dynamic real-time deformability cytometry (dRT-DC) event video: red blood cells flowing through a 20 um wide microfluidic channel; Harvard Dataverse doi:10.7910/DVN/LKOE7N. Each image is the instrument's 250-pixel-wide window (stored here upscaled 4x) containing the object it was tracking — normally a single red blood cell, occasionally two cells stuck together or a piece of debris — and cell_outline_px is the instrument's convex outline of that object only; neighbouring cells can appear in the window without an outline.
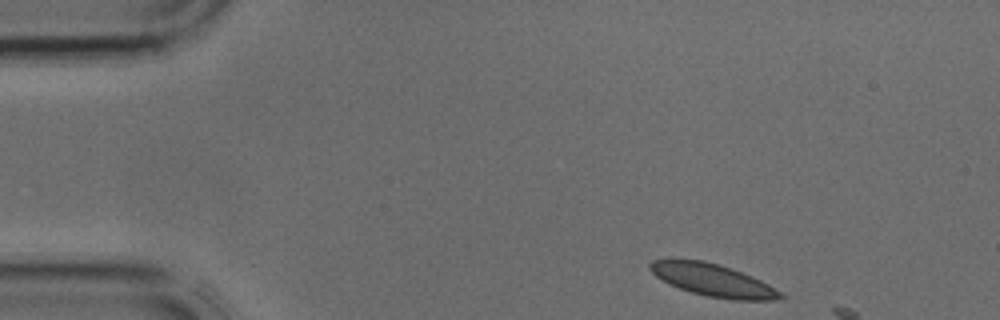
{"species": "common noctule bat (a hibernating species)", "species_latin": "Nyctalus noctula", "temperature_condition": "cold", "stored_images_in_passage": 3, "camera_frame_rate_fps": 3000, "um_per_image_px": 0.085, "animal": {"sex": "male", "body_mass_g": 17.9, "forearm_length_mm": 54.2}, "frame": {"image": 1, "passage_image": 1, "time_ms": 0.0, "image_size_px": [1000, 320], "cell_outline_px": [[788, 296], [772, 300], [736, 300], [708, 296], [692, 292], [668, 284], [656, 276], [648, 268], [648, 264], [652, 260], [672, 256], [676, 256], [704, 260], [732, 268], [752, 276], [768, 284]], "centroid_in_image_um": [60.52, 23.75], "position_along_channel_um": 24.5, "area_um2": 25.26}}